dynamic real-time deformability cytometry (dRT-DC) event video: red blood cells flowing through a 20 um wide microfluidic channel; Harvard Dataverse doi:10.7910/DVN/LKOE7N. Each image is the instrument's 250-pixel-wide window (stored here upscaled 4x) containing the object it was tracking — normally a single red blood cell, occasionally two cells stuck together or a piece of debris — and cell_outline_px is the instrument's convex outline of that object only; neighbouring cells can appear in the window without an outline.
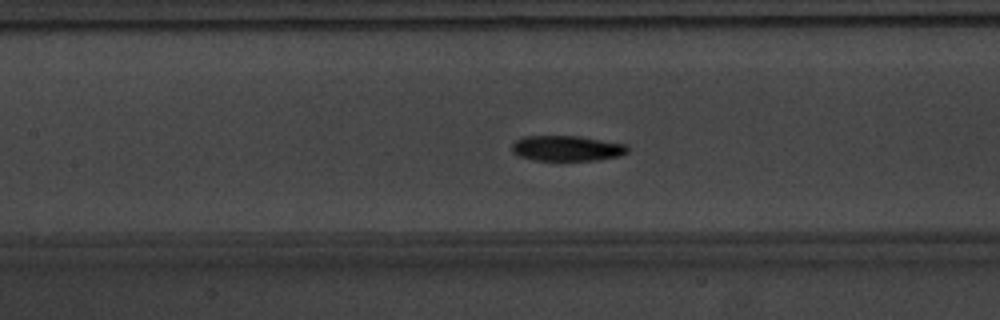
{"species": "common noctule bat (a hibernating species)", "species_latin": "Nyctalus noctula", "temperature_condition": "warm", "stored_images_in_passage": 54, "camera_frame_rate_fps": 3000, "um_per_image_px": 0.085, "animal": {"sex": "male", "body_mass_g": 20.1, "forearm_length_mm": 53.5}, "frame": {"image": 1, "passage_image": 26, "time_ms": 8.333, "image_size_px": [1000, 320], "cell_outline_px": [[628, 152], [620, 156], [596, 160], [536, 160], [520, 156], [512, 152], [512, 144], [516, 140], [524, 136], [580, 136], [628, 144]], "centroid_in_image_um": [48.22, 12.6], "position_along_channel_um": 159.2, "area_um2": 17.17}}
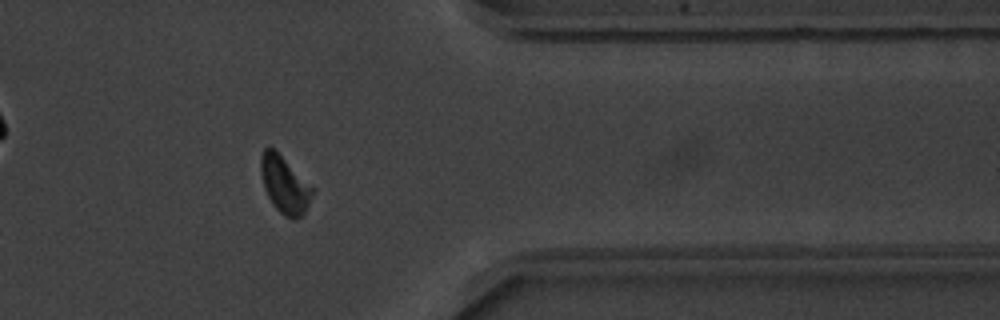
{"frame": {"image": 2, "passage_image": 45, "time_ms": 14.667, "image_size_px": [1000, 320], "cell_outline_px": [[316, 188], [304, 212], [296, 220], [292, 220], [284, 216], [272, 204], [264, 188], [260, 172], [260, 156], [264, 148], [272, 148]], "centroid_in_image_um": [24.2, 15.72], "position_along_channel_um": 387.2, "area_um2": 17.17}}
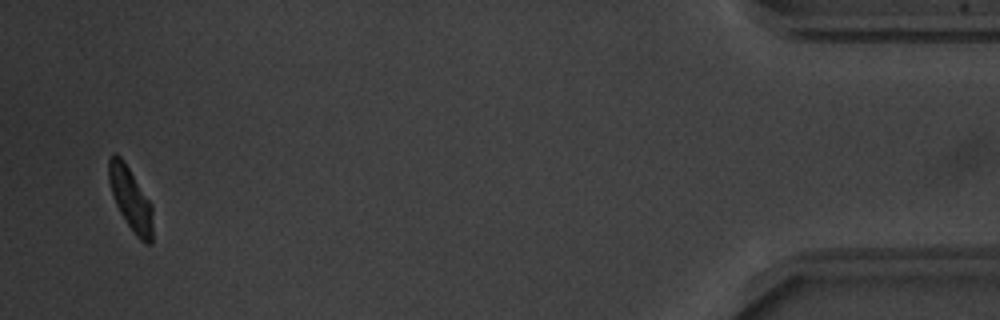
{"frame": {"image": 3, "passage_image": 53, "time_ms": 17.333, "image_size_px": [1000, 320], "cell_outline_px": [[152, 244], [144, 244], [136, 236], [120, 212], [116, 204], [108, 180], [108, 160], [112, 152], [116, 152], [124, 160], [152, 204]], "centroid_in_image_um": [11.1, 16.87], "position_along_channel_um": 424.1, "area_um2": 16.24}, "authors_computed_cell_mechanics": {"area_um2": 16.9643, "velocity_mm_per_s": 3.7771, "shape_relaxation_time_tau1_ms": 2.5614, "shape_relaxation_time_tau2_ms": 6.291, "deformation_change_tau1": 0.1193, "deformation_change_tau2": 0.1112}}